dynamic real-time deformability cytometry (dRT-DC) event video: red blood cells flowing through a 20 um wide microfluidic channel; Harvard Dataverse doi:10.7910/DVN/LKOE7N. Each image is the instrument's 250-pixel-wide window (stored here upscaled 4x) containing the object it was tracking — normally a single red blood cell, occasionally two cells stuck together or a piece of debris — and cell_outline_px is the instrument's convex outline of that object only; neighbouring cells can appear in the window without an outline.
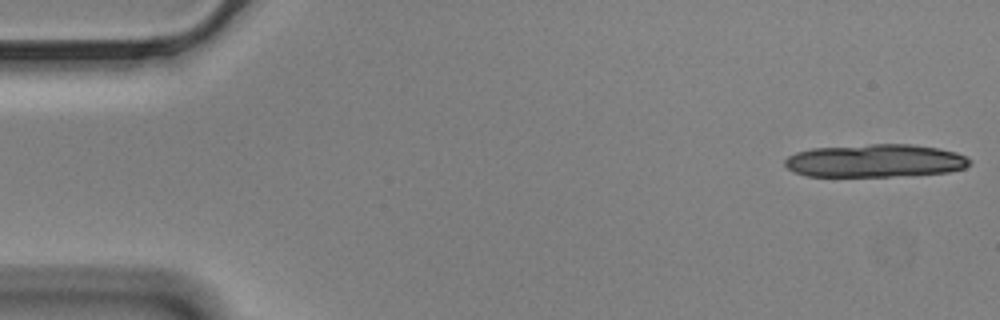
{"species": "Egyptian fruit bat (a non-hibernating species)", "species_latin": "Rousettus aegyptiacus", "temperature_condition": "cold", "stored_images_in_passage": 17, "camera_frame_rate_fps": 3000, "um_per_image_px": 0.085, "animal": {"sex": "male"}, "frame": {"image": 1, "passage_image": 1, "time_ms": 0.0, "image_size_px": [1000, 320], "cell_outline_px": [[972, 164], [964, 168], [948, 172], [892, 176], [808, 176], [792, 172], [784, 164], [784, 160], [788, 156], [796, 152], [812, 148], [872, 144], [912, 144], [940, 148], [956, 152], [972, 160]], "centroid_in_image_um": [74.39, 13.66], "position_along_channel_um": 10.6, "area_um2": 35.66}}